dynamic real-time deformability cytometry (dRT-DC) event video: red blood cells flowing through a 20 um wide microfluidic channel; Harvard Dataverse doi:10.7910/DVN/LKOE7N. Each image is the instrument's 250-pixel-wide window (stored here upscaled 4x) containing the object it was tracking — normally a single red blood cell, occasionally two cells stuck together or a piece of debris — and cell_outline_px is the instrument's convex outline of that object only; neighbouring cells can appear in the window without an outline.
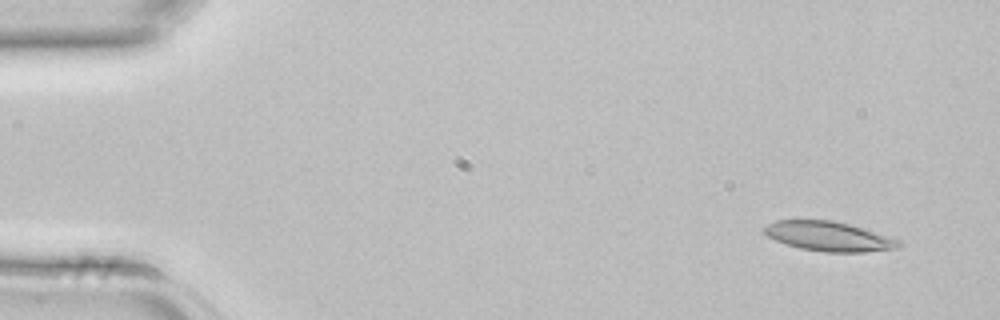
{"species": "common noctule bat (a hibernating species)", "species_latin": "Nyctalus noctula", "temperature_condition": "room temperature", "stored_images_in_passage": 4, "segment_of_instrument_passage": [1, 2], "camera_frame_rate_fps": 3000, "um_per_image_px": 0.085, "animal": {"sex": "female", "body_mass_g": 22.7, "forearm_length_mm": 54.2}, "frame": {"image": 1, "passage_image": 1, "time_ms": 0.0, "image_size_px": [1000, 320], "cell_outline_px": [[904, 244], [900, 248], [864, 252], [824, 252], [800, 248], [776, 240], [768, 236], [764, 232], [764, 224], [776, 220], [832, 220], [852, 224], [900, 240]], "centroid_in_image_um": [70.49, 20.08], "position_along_channel_um": 14.5, "area_um2": 23.35}}